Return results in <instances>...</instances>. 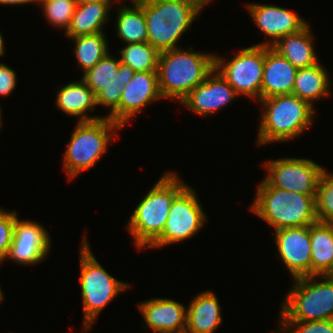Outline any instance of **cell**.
I'll return each mask as SVG.
<instances>
[{
  "label": "cell",
  "instance_id": "cell-1",
  "mask_svg": "<svg viewBox=\"0 0 333 333\" xmlns=\"http://www.w3.org/2000/svg\"><path fill=\"white\" fill-rule=\"evenodd\" d=\"M163 175L140 200L126 227L139 250L146 249L162 233L174 198L187 186L174 171Z\"/></svg>",
  "mask_w": 333,
  "mask_h": 333
},
{
  "label": "cell",
  "instance_id": "cell-2",
  "mask_svg": "<svg viewBox=\"0 0 333 333\" xmlns=\"http://www.w3.org/2000/svg\"><path fill=\"white\" fill-rule=\"evenodd\" d=\"M215 68V55L175 48L160 52L158 87L162 98L179 103Z\"/></svg>",
  "mask_w": 333,
  "mask_h": 333
},
{
  "label": "cell",
  "instance_id": "cell-3",
  "mask_svg": "<svg viewBox=\"0 0 333 333\" xmlns=\"http://www.w3.org/2000/svg\"><path fill=\"white\" fill-rule=\"evenodd\" d=\"M258 102L263 107L256 141L259 146L303 135L315 118V108L293 94L275 95Z\"/></svg>",
  "mask_w": 333,
  "mask_h": 333
},
{
  "label": "cell",
  "instance_id": "cell-4",
  "mask_svg": "<svg viewBox=\"0 0 333 333\" xmlns=\"http://www.w3.org/2000/svg\"><path fill=\"white\" fill-rule=\"evenodd\" d=\"M256 188V196L250 209L274 231L318 222L316 195L278 189L268 185L264 180Z\"/></svg>",
  "mask_w": 333,
  "mask_h": 333
},
{
  "label": "cell",
  "instance_id": "cell-5",
  "mask_svg": "<svg viewBox=\"0 0 333 333\" xmlns=\"http://www.w3.org/2000/svg\"><path fill=\"white\" fill-rule=\"evenodd\" d=\"M321 277V282L316 281ZM287 293L280 322H309L333 319V276H305L293 279Z\"/></svg>",
  "mask_w": 333,
  "mask_h": 333
},
{
  "label": "cell",
  "instance_id": "cell-6",
  "mask_svg": "<svg viewBox=\"0 0 333 333\" xmlns=\"http://www.w3.org/2000/svg\"><path fill=\"white\" fill-rule=\"evenodd\" d=\"M122 128L108 117L93 121H78L63 157V169L74 179L89 170L107 151L112 137ZM113 134V135H112Z\"/></svg>",
  "mask_w": 333,
  "mask_h": 333
},
{
  "label": "cell",
  "instance_id": "cell-7",
  "mask_svg": "<svg viewBox=\"0 0 333 333\" xmlns=\"http://www.w3.org/2000/svg\"><path fill=\"white\" fill-rule=\"evenodd\" d=\"M79 253L83 332L86 333L105 306L119 293L128 289L130 284L117 280L101 266L90 250L87 237H83Z\"/></svg>",
  "mask_w": 333,
  "mask_h": 333
},
{
  "label": "cell",
  "instance_id": "cell-8",
  "mask_svg": "<svg viewBox=\"0 0 333 333\" xmlns=\"http://www.w3.org/2000/svg\"><path fill=\"white\" fill-rule=\"evenodd\" d=\"M147 42L159 52L179 48L177 42L199 12L184 0H144Z\"/></svg>",
  "mask_w": 333,
  "mask_h": 333
},
{
  "label": "cell",
  "instance_id": "cell-9",
  "mask_svg": "<svg viewBox=\"0 0 333 333\" xmlns=\"http://www.w3.org/2000/svg\"><path fill=\"white\" fill-rule=\"evenodd\" d=\"M196 194L187 185L174 198L162 233L147 248L183 242L203 229L207 216Z\"/></svg>",
  "mask_w": 333,
  "mask_h": 333
},
{
  "label": "cell",
  "instance_id": "cell-10",
  "mask_svg": "<svg viewBox=\"0 0 333 333\" xmlns=\"http://www.w3.org/2000/svg\"><path fill=\"white\" fill-rule=\"evenodd\" d=\"M215 55V68L234 88L235 93L261 100L264 72V45L242 49L231 60Z\"/></svg>",
  "mask_w": 333,
  "mask_h": 333
},
{
  "label": "cell",
  "instance_id": "cell-11",
  "mask_svg": "<svg viewBox=\"0 0 333 333\" xmlns=\"http://www.w3.org/2000/svg\"><path fill=\"white\" fill-rule=\"evenodd\" d=\"M264 180L268 185L296 193L316 195L323 166L307 158H278L267 161Z\"/></svg>",
  "mask_w": 333,
  "mask_h": 333
},
{
  "label": "cell",
  "instance_id": "cell-12",
  "mask_svg": "<svg viewBox=\"0 0 333 333\" xmlns=\"http://www.w3.org/2000/svg\"><path fill=\"white\" fill-rule=\"evenodd\" d=\"M160 99L163 98L158 87L157 71L135 72L122 89L119 107L108 118L124 127L146 105Z\"/></svg>",
  "mask_w": 333,
  "mask_h": 333
},
{
  "label": "cell",
  "instance_id": "cell-13",
  "mask_svg": "<svg viewBox=\"0 0 333 333\" xmlns=\"http://www.w3.org/2000/svg\"><path fill=\"white\" fill-rule=\"evenodd\" d=\"M276 246L293 279L311 276L310 225L275 231Z\"/></svg>",
  "mask_w": 333,
  "mask_h": 333
},
{
  "label": "cell",
  "instance_id": "cell-14",
  "mask_svg": "<svg viewBox=\"0 0 333 333\" xmlns=\"http://www.w3.org/2000/svg\"><path fill=\"white\" fill-rule=\"evenodd\" d=\"M120 59L108 52L94 67L85 71L81 80L93 91L96 104L110 108L109 117L118 107L122 95Z\"/></svg>",
  "mask_w": 333,
  "mask_h": 333
},
{
  "label": "cell",
  "instance_id": "cell-15",
  "mask_svg": "<svg viewBox=\"0 0 333 333\" xmlns=\"http://www.w3.org/2000/svg\"><path fill=\"white\" fill-rule=\"evenodd\" d=\"M41 224L16 220L14 236L6 259L21 265H35L42 262L51 249V237Z\"/></svg>",
  "mask_w": 333,
  "mask_h": 333
},
{
  "label": "cell",
  "instance_id": "cell-16",
  "mask_svg": "<svg viewBox=\"0 0 333 333\" xmlns=\"http://www.w3.org/2000/svg\"><path fill=\"white\" fill-rule=\"evenodd\" d=\"M236 97L234 88L222 74L214 68L203 83L197 85L180 102L195 114L207 116L220 110Z\"/></svg>",
  "mask_w": 333,
  "mask_h": 333
},
{
  "label": "cell",
  "instance_id": "cell-17",
  "mask_svg": "<svg viewBox=\"0 0 333 333\" xmlns=\"http://www.w3.org/2000/svg\"><path fill=\"white\" fill-rule=\"evenodd\" d=\"M246 7L256 26L271 39L256 45L273 46L281 37L299 32L308 24L287 8L257 3L248 4Z\"/></svg>",
  "mask_w": 333,
  "mask_h": 333
},
{
  "label": "cell",
  "instance_id": "cell-18",
  "mask_svg": "<svg viewBox=\"0 0 333 333\" xmlns=\"http://www.w3.org/2000/svg\"><path fill=\"white\" fill-rule=\"evenodd\" d=\"M144 322L154 333H184L187 308L173 299L151 298L138 304Z\"/></svg>",
  "mask_w": 333,
  "mask_h": 333
},
{
  "label": "cell",
  "instance_id": "cell-19",
  "mask_svg": "<svg viewBox=\"0 0 333 333\" xmlns=\"http://www.w3.org/2000/svg\"><path fill=\"white\" fill-rule=\"evenodd\" d=\"M297 68L271 46H264L261 99L292 94Z\"/></svg>",
  "mask_w": 333,
  "mask_h": 333
},
{
  "label": "cell",
  "instance_id": "cell-20",
  "mask_svg": "<svg viewBox=\"0 0 333 333\" xmlns=\"http://www.w3.org/2000/svg\"><path fill=\"white\" fill-rule=\"evenodd\" d=\"M212 291L195 296L187 308L186 333H214L222 323L221 307Z\"/></svg>",
  "mask_w": 333,
  "mask_h": 333
},
{
  "label": "cell",
  "instance_id": "cell-21",
  "mask_svg": "<svg viewBox=\"0 0 333 333\" xmlns=\"http://www.w3.org/2000/svg\"><path fill=\"white\" fill-rule=\"evenodd\" d=\"M55 104L59 110L80 121H93L104 117L89 116L97 106L96 96L93 91L82 81H73L66 86L60 87L56 95ZM88 112V113H87Z\"/></svg>",
  "mask_w": 333,
  "mask_h": 333
},
{
  "label": "cell",
  "instance_id": "cell-22",
  "mask_svg": "<svg viewBox=\"0 0 333 333\" xmlns=\"http://www.w3.org/2000/svg\"><path fill=\"white\" fill-rule=\"evenodd\" d=\"M311 31L307 24L299 32L281 37L271 47L297 69L314 66L319 60L313 46L314 36Z\"/></svg>",
  "mask_w": 333,
  "mask_h": 333
},
{
  "label": "cell",
  "instance_id": "cell-23",
  "mask_svg": "<svg viewBox=\"0 0 333 333\" xmlns=\"http://www.w3.org/2000/svg\"><path fill=\"white\" fill-rule=\"evenodd\" d=\"M112 2L114 1L77 4L71 23L65 32L66 37L73 38L104 32L102 27L109 19Z\"/></svg>",
  "mask_w": 333,
  "mask_h": 333
},
{
  "label": "cell",
  "instance_id": "cell-24",
  "mask_svg": "<svg viewBox=\"0 0 333 333\" xmlns=\"http://www.w3.org/2000/svg\"><path fill=\"white\" fill-rule=\"evenodd\" d=\"M311 276H333V223L310 225Z\"/></svg>",
  "mask_w": 333,
  "mask_h": 333
},
{
  "label": "cell",
  "instance_id": "cell-25",
  "mask_svg": "<svg viewBox=\"0 0 333 333\" xmlns=\"http://www.w3.org/2000/svg\"><path fill=\"white\" fill-rule=\"evenodd\" d=\"M330 90L329 75L320 62L297 70L292 94L308 102L312 107H315L314 101L331 95Z\"/></svg>",
  "mask_w": 333,
  "mask_h": 333
},
{
  "label": "cell",
  "instance_id": "cell-26",
  "mask_svg": "<svg viewBox=\"0 0 333 333\" xmlns=\"http://www.w3.org/2000/svg\"><path fill=\"white\" fill-rule=\"evenodd\" d=\"M133 7L121 5L117 10V35L124 43L147 42L144 0H130Z\"/></svg>",
  "mask_w": 333,
  "mask_h": 333
},
{
  "label": "cell",
  "instance_id": "cell-27",
  "mask_svg": "<svg viewBox=\"0 0 333 333\" xmlns=\"http://www.w3.org/2000/svg\"><path fill=\"white\" fill-rule=\"evenodd\" d=\"M75 42L74 53L84 73L94 67L109 51L105 33L80 35L70 38Z\"/></svg>",
  "mask_w": 333,
  "mask_h": 333
},
{
  "label": "cell",
  "instance_id": "cell-28",
  "mask_svg": "<svg viewBox=\"0 0 333 333\" xmlns=\"http://www.w3.org/2000/svg\"><path fill=\"white\" fill-rule=\"evenodd\" d=\"M160 52L148 42L129 43L120 50V62L135 72L157 71Z\"/></svg>",
  "mask_w": 333,
  "mask_h": 333
},
{
  "label": "cell",
  "instance_id": "cell-29",
  "mask_svg": "<svg viewBox=\"0 0 333 333\" xmlns=\"http://www.w3.org/2000/svg\"><path fill=\"white\" fill-rule=\"evenodd\" d=\"M318 222L333 223V174L323 169L315 197Z\"/></svg>",
  "mask_w": 333,
  "mask_h": 333
},
{
  "label": "cell",
  "instance_id": "cell-30",
  "mask_svg": "<svg viewBox=\"0 0 333 333\" xmlns=\"http://www.w3.org/2000/svg\"><path fill=\"white\" fill-rule=\"evenodd\" d=\"M43 5L44 14L48 22L55 27L64 28L67 31L73 17L76 0H50L38 2Z\"/></svg>",
  "mask_w": 333,
  "mask_h": 333
},
{
  "label": "cell",
  "instance_id": "cell-31",
  "mask_svg": "<svg viewBox=\"0 0 333 333\" xmlns=\"http://www.w3.org/2000/svg\"><path fill=\"white\" fill-rule=\"evenodd\" d=\"M17 219L16 211H6L0 208V264L6 260L9 253Z\"/></svg>",
  "mask_w": 333,
  "mask_h": 333
},
{
  "label": "cell",
  "instance_id": "cell-32",
  "mask_svg": "<svg viewBox=\"0 0 333 333\" xmlns=\"http://www.w3.org/2000/svg\"><path fill=\"white\" fill-rule=\"evenodd\" d=\"M279 329L283 332L286 330L289 333H333V319L309 322H280Z\"/></svg>",
  "mask_w": 333,
  "mask_h": 333
},
{
  "label": "cell",
  "instance_id": "cell-33",
  "mask_svg": "<svg viewBox=\"0 0 333 333\" xmlns=\"http://www.w3.org/2000/svg\"><path fill=\"white\" fill-rule=\"evenodd\" d=\"M17 74L5 63H0V96L6 97L15 89Z\"/></svg>",
  "mask_w": 333,
  "mask_h": 333
},
{
  "label": "cell",
  "instance_id": "cell-34",
  "mask_svg": "<svg viewBox=\"0 0 333 333\" xmlns=\"http://www.w3.org/2000/svg\"><path fill=\"white\" fill-rule=\"evenodd\" d=\"M134 73L135 71L130 66L120 63V78L122 88L130 82Z\"/></svg>",
  "mask_w": 333,
  "mask_h": 333
},
{
  "label": "cell",
  "instance_id": "cell-35",
  "mask_svg": "<svg viewBox=\"0 0 333 333\" xmlns=\"http://www.w3.org/2000/svg\"><path fill=\"white\" fill-rule=\"evenodd\" d=\"M188 4L192 5L199 13L205 6L210 4L212 0H184Z\"/></svg>",
  "mask_w": 333,
  "mask_h": 333
},
{
  "label": "cell",
  "instance_id": "cell-36",
  "mask_svg": "<svg viewBox=\"0 0 333 333\" xmlns=\"http://www.w3.org/2000/svg\"><path fill=\"white\" fill-rule=\"evenodd\" d=\"M28 3H38V0H0L1 5H22Z\"/></svg>",
  "mask_w": 333,
  "mask_h": 333
},
{
  "label": "cell",
  "instance_id": "cell-37",
  "mask_svg": "<svg viewBox=\"0 0 333 333\" xmlns=\"http://www.w3.org/2000/svg\"><path fill=\"white\" fill-rule=\"evenodd\" d=\"M101 1H114V0H76L77 4H87V3H93V2H101ZM117 1V0H115ZM121 0H118V2Z\"/></svg>",
  "mask_w": 333,
  "mask_h": 333
},
{
  "label": "cell",
  "instance_id": "cell-38",
  "mask_svg": "<svg viewBox=\"0 0 333 333\" xmlns=\"http://www.w3.org/2000/svg\"><path fill=\"white\" fill-rule=\"evenodd\" d=\"M5 53L4 40L0 32V57Z\"/></svg>",
  "mask_w": 333,
  "mask_h": 333
},
{
  "label": "cell",
  "instance_id": "cell-39",
  "mask_svg": "<svg viewBox=\"0 0 333 333\" xmlns=\"http://www.w3.org/2000/svg\"><path fill=\"white\" fill-rule=\"evenodd\" d=\"M4 300V295H3V291H2V289H1V287H0V304H1V302Z\"/></svg>",
  "mask_w": 333,
  "mask_h": 333
},
{
  "label": "cell",
  "instance_id": "cell-40",
  "mask_svg": "<svg viewBox=\"0 0 333 333\" xmlns=\"http://www.w3.org/2000/svg\"><path fill=\"white\" fill-rule=\"evenodd\" d=\"M0 106H1V105H0ZM1 114H2V109H1V107H0V123L2 122V121H1V117H2Z\"/></svg>",
  "mask_w": 333,
  "mask_h": 333
},
{
  "label": "cell",
  "instance_id": "cell-41",
  "mask_svg": "<svg viewBox=\"0 0 333 333\" xmlns=\"http://www.w3.org/2000/svg\"><path fill=\"white\" fill-rule=\"evenodd\" d=\"M47 1H50V0H38V2H47Z\"/></svg>",
  "mask_w": 333,
  "mask_h": 333
}]
</instances>
